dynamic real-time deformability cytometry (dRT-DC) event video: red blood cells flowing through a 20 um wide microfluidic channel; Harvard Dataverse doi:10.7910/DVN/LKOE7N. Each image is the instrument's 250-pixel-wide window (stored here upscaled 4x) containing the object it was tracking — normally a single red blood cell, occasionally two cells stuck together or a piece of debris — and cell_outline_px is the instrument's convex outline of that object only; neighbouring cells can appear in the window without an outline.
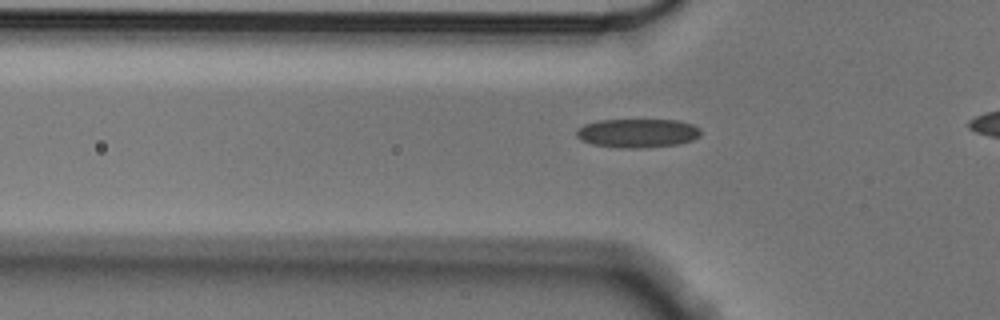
{"species": "Egyptian fruit bat (a non-hibernating species)", "species_latin": "Rousettus aegyptiacus", "temperature_condition": "cold", "stored_images_in_passage": 34, "camera_frame_rate_fps": 3000, "um_per_image_px": 0.085, "animal": {"sex": "male"}, "frame": {"image": 1, "passage_image": 6, "time_ms": 1.667, "image_size_px": [1000, 320], "cell_outline_px": [[700, 136], [692, 140], [680, 144], [644, 148], [620, 148], [592, 144], [580, 140], [576, 136], [576, 132], [584, 124], [600, 120], [680, 120], [692, 124], [700, 128]], "centroid_in_image_um": [54.21, 11.32], "position_along_channel_um": 71.6, "area_um2": 21.04}}
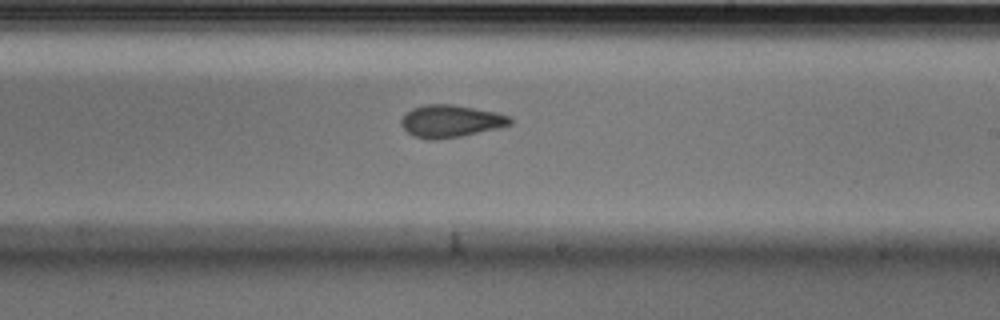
{"frame": {"image": 2, "passage_image": 21, "time_ms": 6.667, "image_size_px": [1000, 320], "cell_outline_px": [[512, 124], [500, 128], [460, 136], [436, 140], [428, 140], [412, 136], [400, 124], [400, 120], [412, 108], [424, 104], [452, 104], [496, 112], [512, 116]], "centroid_in_image_um": [38.32, 10.3], "position_along_channel_um": 250.7, "area_um2": 20.69}}
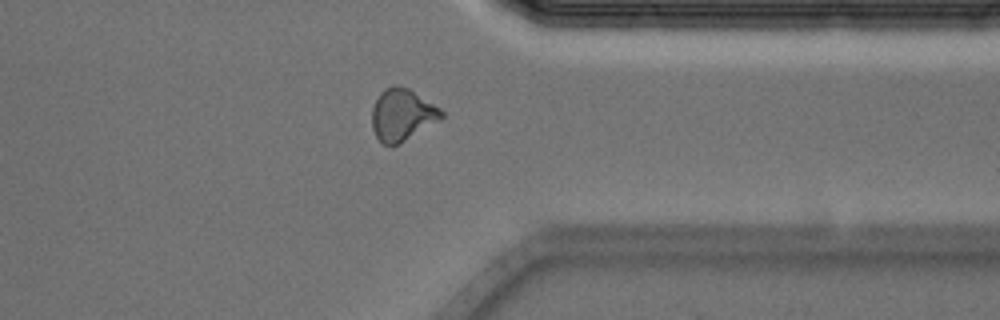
{"frame": {"image": 3, "passage_image": 32, "time_ms": 10.333, "image_size_px": [1000, 320], "cell_outline_px": [[444, 116], [440, 120], [400, 144], [392, 148], [384, 144], [376, 136], [372, 128], [372, 108], [380, 92], [384, 88], [392, 84], [408, 88], [440, 108], [444, 112]], "centroid_in_image_um": [34.17, 9.78], "position_along_channel_um": 377.2, "area_um2": 21.21}}